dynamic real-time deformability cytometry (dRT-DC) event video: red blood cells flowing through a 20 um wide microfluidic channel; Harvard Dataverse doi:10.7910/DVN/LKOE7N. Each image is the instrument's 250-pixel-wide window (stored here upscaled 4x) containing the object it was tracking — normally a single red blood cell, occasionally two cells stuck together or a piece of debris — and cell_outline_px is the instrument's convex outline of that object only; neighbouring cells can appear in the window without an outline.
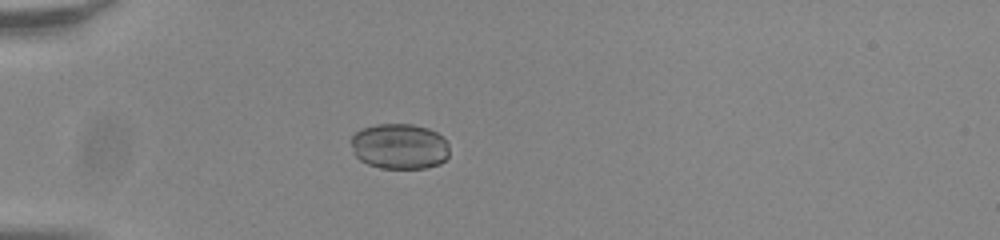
{"species": "common noctule bat (a hibernating species)", "species_latin": "Nyctalus noctula", "temperature_condition": "room temperature", "stored_images_in_passage": 39, "camera_frame_rate_fps": 3000, "um_per_image_px": 0.085, "animal": {"sex": "male", "body_mass_g": 20.0, "forearm_length_mm": 53.3}, "frame": {"image": 1, "passage_image": 1, "time_ms": 0.0, "image_size_px": [1000, 240], "cell_outline_px": [[448, 156], [440, 164], [424, 168], [380, 168], [368, 164], [360, 160], [352, 152], [352, 136], [360, 128], [376, 124], [412, 124], [428, 128], [436, 132], [448, 144]], "centroid_in_image_um": [33.93, 12.44], "position_along_channel_um": 51.1, "area_um2": 26.13}}
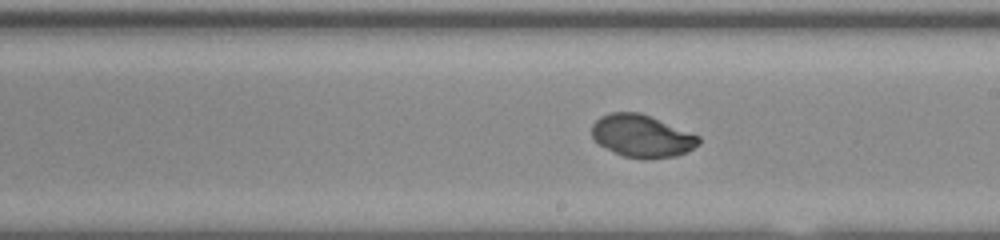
{"frame": {"image": 2, "passage_image": 17, "time_ms": 5.333, "image_size_px": [1000, 240], "cell_outline_px": [[700, 144], [676, 156], [624, 156], [600, 144], [592, 136], [592, 124], [600, 116], [612, 112], [640, 112], [700, 136]], "centroid_in_image_um": [54.55, 11.5], "position_along_channel_um": 234.4, "area_um2": 25.49}}
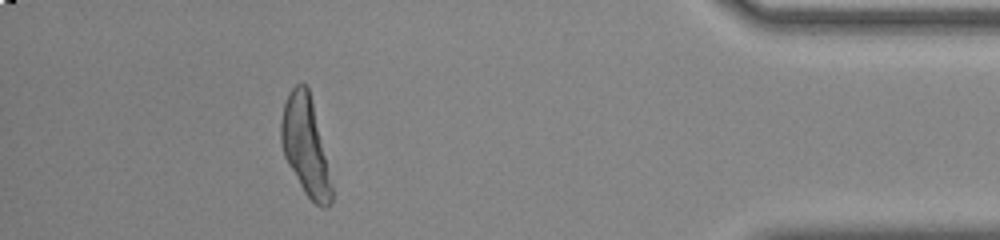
{"frame": {"image": 3, "passage_image": 34, "time_ms": 11.0, "image_size_px": [1000, 240], "cell_outline_px": [[332, 204], [324, 208], [316, 204], [304, 192], [288, 164], [284, 156], [280, 140], [280, 124], [284, 104], [292, 88], [296, 84], [304, 84], [308, 88], [312, 100], [332, 184]], "centroid_in_image_um": [25.95, 12.43], "position_along_channel_um": 409.2, "area_um2": 28.55}}